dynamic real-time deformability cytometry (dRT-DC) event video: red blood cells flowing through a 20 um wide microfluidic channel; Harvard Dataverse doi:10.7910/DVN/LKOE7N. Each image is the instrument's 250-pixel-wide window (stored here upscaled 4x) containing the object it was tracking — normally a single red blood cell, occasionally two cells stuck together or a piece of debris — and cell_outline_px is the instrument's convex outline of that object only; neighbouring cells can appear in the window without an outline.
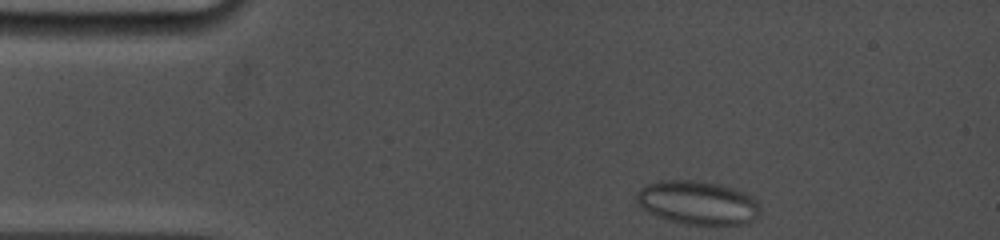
{"species": "common noctule bat (a hibernating species)", "species_latin": "Nyctalus noctula", "temperature_condition": "cold", "stored_images_in_passage": 61, "camera_frame_rate_fps": 5000, "um_per_image_px": 0.085, "animal": {"sex": "female", "body_mass_g": 19.0, "forearm_length_mm": 53.3}, "frame": {"image": 1, "passage_image": 1, "time_ms": 0.0, "image_size_px": [1000, 240], "cell_outline_px": [[760, 212], [756, 220], [748, 224], [688, 224], [668, 220], [640, 208], [636, 200], [636, 192], [640, 188], [648, 184], [660, 180], [692, 180], [720, 184], [744, 192], [752, 196], [756, 200], [760, 208]], "centroid_in_image_um": [59.31, 17.23], "position_along_channel_um": 25.7, "area_um2": 31.56}}
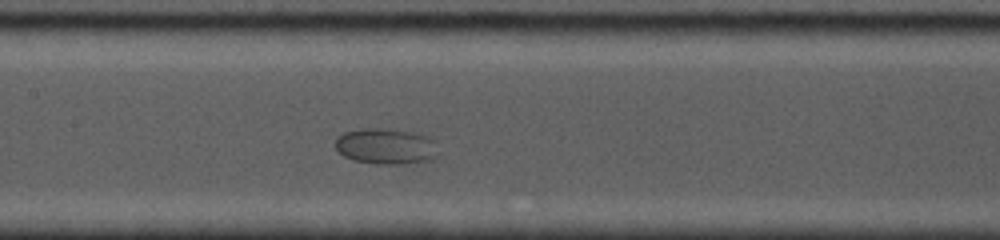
{"frame": {"image": 2, "passage_image": 22, "time_ms": 5.8, "image_size_px": [1000, 240], "cell_outline_px": [[436, 156], [428, 160], [404, 164], [380, 164], [352, 160], [344, 156], [336, 148], [336, 136], [344, 132], [360, 128], [384, 128], [412, 132], [428, 136], [436, 140]], "centroid_in_image_um": [32.79, 12.42], "position_along_channel_um": 174.6, "area_um2": 21.62}}
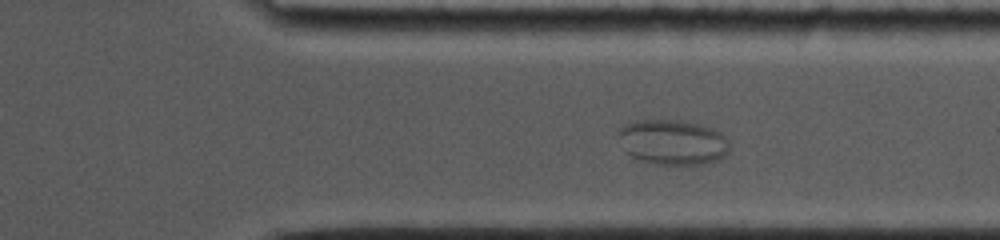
{"frame": {"image": 3, "passage_image": 50, "time_ms": 10.8, "image_size_px": [1000, 240], "cell_outline_px": [[728, 152], [720, 160], [704, 164], [652, 164], [640, 160], [624, 152], [616, 136], [620, 128], [628, 120], [680, 120], [712, 128], [720, 132], [728, 140]], "centroid_in_image_um": [57.12, 12.08], "position_along_channel_um": 354.3, "area_um2": 29.65}}